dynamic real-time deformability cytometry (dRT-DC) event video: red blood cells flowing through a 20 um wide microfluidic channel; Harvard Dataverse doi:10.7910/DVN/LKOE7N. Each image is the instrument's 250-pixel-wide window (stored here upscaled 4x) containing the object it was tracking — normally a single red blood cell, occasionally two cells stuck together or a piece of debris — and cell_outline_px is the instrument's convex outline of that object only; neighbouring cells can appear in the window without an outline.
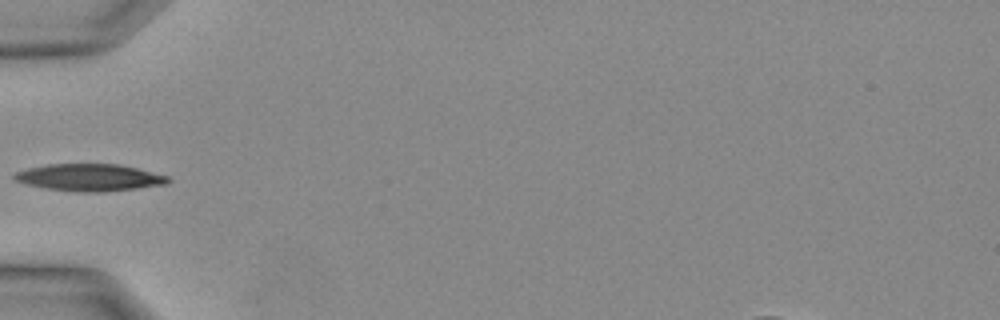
{"species": "Egyptian fruit bat (a non-hibernating species)", "species_latin": "Rousettus aegyptiacus", "temperature_condition": "warm", "stored_images_in_passage": 2, "camera_frame_rate_fps": 3000, "um_per_image_px": 0.085, "animal": {"sex": "female"}, "frame": {"image": 1, "passage_image": 1, "time_ms": 0.0, "image_size_px": [1000, 320], "cell_outline_px": [[172, 180], [168, 184], [136, 188], [100, 192], [76, 192], [48, 188], [28, 184], [16, 180], [12, 176], [16, 172], [28, 168], [48, 164], [120, 164], [168, 176]], "centroid_in_image_um": [7.64, 15.08], "position_along_channel_um": 77.4, "area_um2": 24.04}}